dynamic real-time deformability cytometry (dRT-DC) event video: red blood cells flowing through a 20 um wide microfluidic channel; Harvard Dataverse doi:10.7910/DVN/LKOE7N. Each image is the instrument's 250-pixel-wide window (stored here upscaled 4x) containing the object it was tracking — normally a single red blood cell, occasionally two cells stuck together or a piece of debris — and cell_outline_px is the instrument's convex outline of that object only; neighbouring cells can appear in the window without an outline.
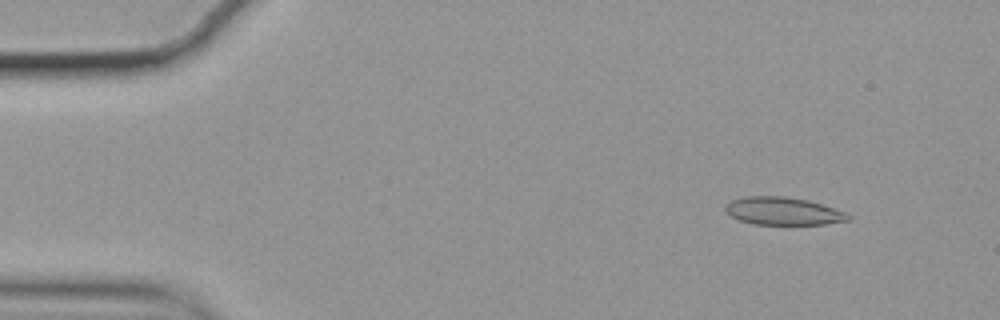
{"species": "common noctule bat (a hibernating species)", "species_latin": "Nyctalus noctula", "temperature_condition": "cold", "stored_images_in_passage": 56, "camera_frame_rate_fps": 3000, "um_per_image_px": 0.085, "animal": {"sex": "female", "body_mass_g": 19.9}, "frame": {"image": 1, "passage_image": 5, "time_ms": 1.333, "image_size_px": [1000, 320], "cell_outline_px": [[852, 220], [824, 224], [752, 224], [740, 220], [732, 216], [724, 208], [724, 204], [732, 200], [744, 196], [784, 196], [808, 200], [844, 212], [852, 216]], "centroid_in_image_um": [66.55, 17.94], "position_along_channel_um": 18.4, "area_um2": 19.77}}
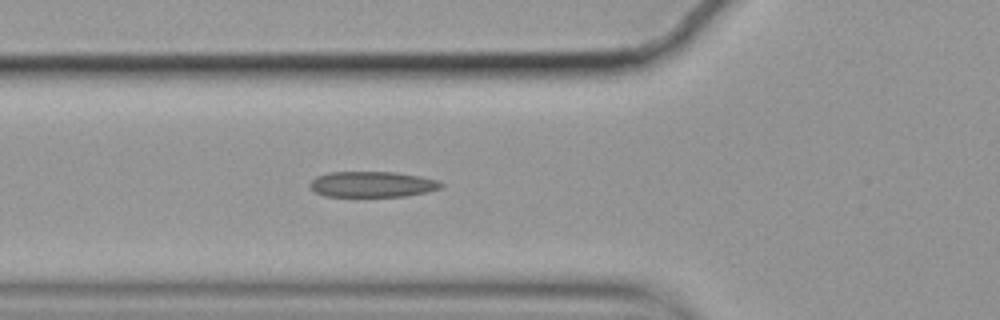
{"frame": {"image": 2, "passage_image": 19, "time_ms": 6.0, "image_size_px": [1000, 320], "cell_outline_px": [[444, 188], [428, 192], [404, 196], [324, 196], [316, 192], [308, 184], [316, 176], [328, 172], [396, 172], [420, 176], [440, 180], [444, 184]], "centroid_in_image_um": [31.7, 15.66], "position_along_channel_um": 94.1, "area_um2": 19.83}}
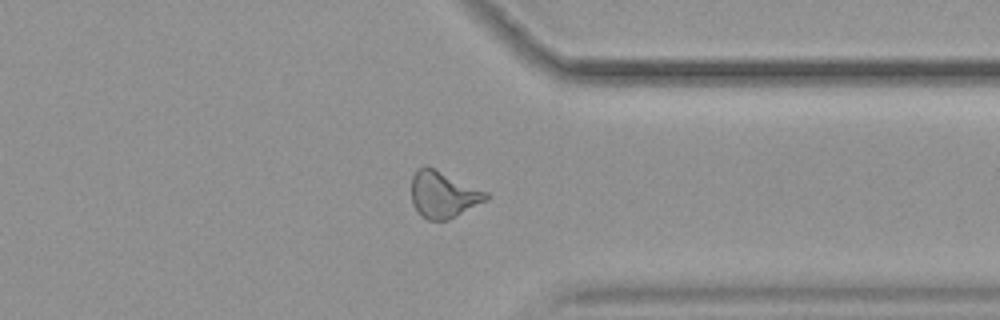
{"frame": {"image": 3, "passage_image": 43, "time_ms": 14.0, "image_size_px": [1000, 320], "cell_outline_px": [[492, 196], [488, 200], [448, 220], [428, 220], [420, 216], [412, 204], [412, 176], [416, 168], [424, 164], [488, 192]], "centroid_in_image_um": [37.67, 16.54], "position_along_channel_um": 373.7, "area_um2": 20.46}, "authors_computed_cell_mechanics": {"area_um2": 20.1722, "velocity_mm_per_s": 3.5281, "shape_relaxation_time_tau1_ms": 8.5932, "shape_relaxation_time_tau2_ms": 2.9344, "deformation_change_tau1": 0.1894, "deformation_change_tau2": 0.1246}}